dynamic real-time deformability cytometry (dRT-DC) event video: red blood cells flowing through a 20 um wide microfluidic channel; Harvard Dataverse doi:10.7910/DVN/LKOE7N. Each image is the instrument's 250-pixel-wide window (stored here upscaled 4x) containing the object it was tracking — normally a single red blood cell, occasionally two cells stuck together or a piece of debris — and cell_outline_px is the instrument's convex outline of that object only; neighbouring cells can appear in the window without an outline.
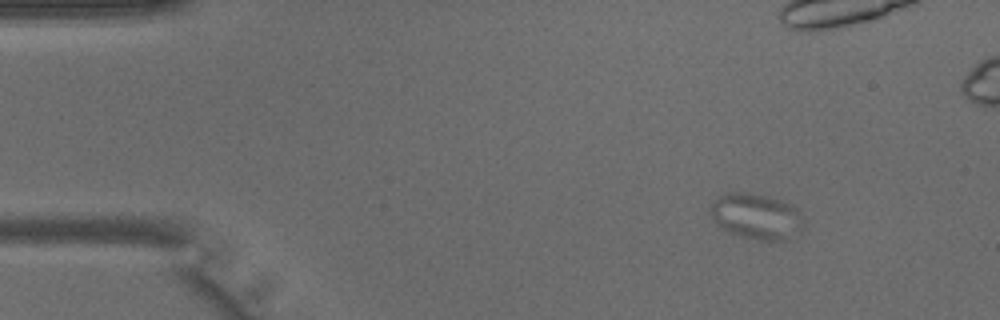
{"species": "common noctule bat (a hibernating species)", "species_latin": "Nyctalus noctula", "temperature_condition": "warm", "stored_images_in_passage": 3, "camera_frame_rate_fps": 3000, "um_per_image_px": 0.085, "animal": {"sex": "male", "body_mass_g": 15.6}, "frame": {"image": 1, "passage_image": 1, "time_ms": 0.0, "image_size_px": [1000, 320], "cell_outline_px": [[804, 236], [788, 240], [760, 240], [728, 232], [716, 224], [712, 216], [712, 204], [724, 192], [748, 192], [780, 200], [792, 204], [796, 208], [804, 224]], "centroid_in_image_um": [64.38, 18.42], "position_along_channel_um": 20.6, "area_um2": 25.03}}